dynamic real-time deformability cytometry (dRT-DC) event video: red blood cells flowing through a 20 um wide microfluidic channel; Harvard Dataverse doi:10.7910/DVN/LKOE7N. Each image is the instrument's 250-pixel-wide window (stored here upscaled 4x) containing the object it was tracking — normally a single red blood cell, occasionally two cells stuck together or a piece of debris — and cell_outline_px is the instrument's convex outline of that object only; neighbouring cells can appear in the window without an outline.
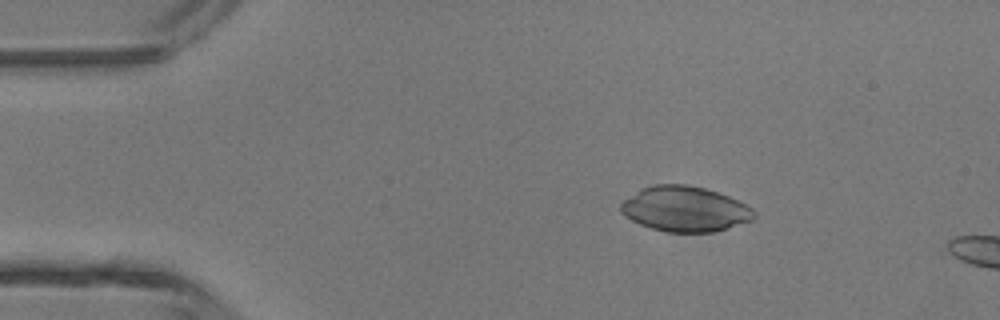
{"species": "common noctule bat (a hibernating species)", "species_latin": "Nyctalus noctula", "temperature_condition": "room temperature", "stored_images_in_passage": 2, "camera_frame_rate_fps": 3000, "um_per_image_px": 0.085, "animal": {"sex": "male", "body_mass_g": 13.3}, "frame": {"image": 1, "passage_image": 1, "time_ms": 0.0, "image_size_px": [1000, 320], "cell_outline_px": [[756, 216], [752, 220], [712, 232], [668, 232], [652, 228], [640, 224], [624, 216], [620, 212], [620, 204], [624, 200], [640, 188], [652, 184], [688, 184], [704, 188], [728, 196], [752, 208], [756, 212]], "centroid_in_image_um": [58.18, 17.75], "position_along_channel_um": 26.8, "area_um2": 35.03}}